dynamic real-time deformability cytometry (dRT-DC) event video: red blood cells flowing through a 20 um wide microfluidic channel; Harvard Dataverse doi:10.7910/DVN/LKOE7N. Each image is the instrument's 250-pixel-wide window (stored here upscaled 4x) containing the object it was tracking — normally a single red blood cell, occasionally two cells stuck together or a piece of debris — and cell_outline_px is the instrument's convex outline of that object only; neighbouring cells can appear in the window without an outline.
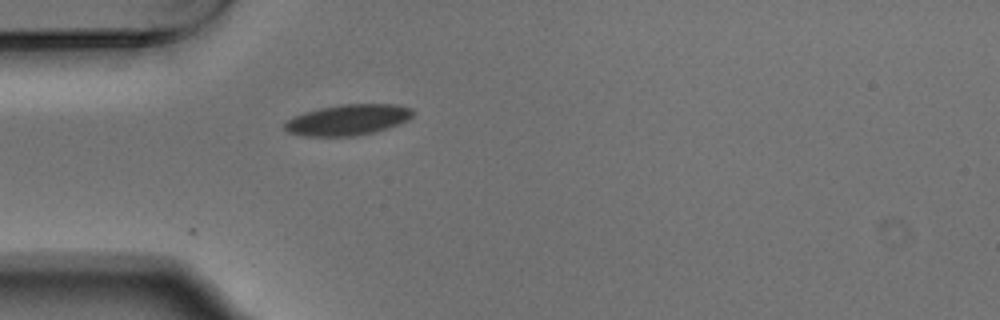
{"species": "Egyptian fruit bat (a non-hibernating species)", "species_latin": "Rousettus aegyptiacus", "temperature_condition": "warm", "stored_images_in_passage": 40, "camera_frame_rate_fps": 3000, "um_per_image_px": 0.085, "animal": {"sex": "male"}, "frame": {"image": 1, "passage_image": 1, "time_ms": 0.0, "image_size_px": [1000, 320], "cell_outline_px": [[412, 116], [408, 120], [372, 132], [352, 136], [304, 136], [288, 132], [284, 128], [284, 124], [292, 116], [304, 112], [320, 108], [340, 104], [396, 104], [412, 108]], "centroid_in_image_um": [29.52, 10.17], "position_along_channel_um": 55.5, "area_um2": 22.77}}
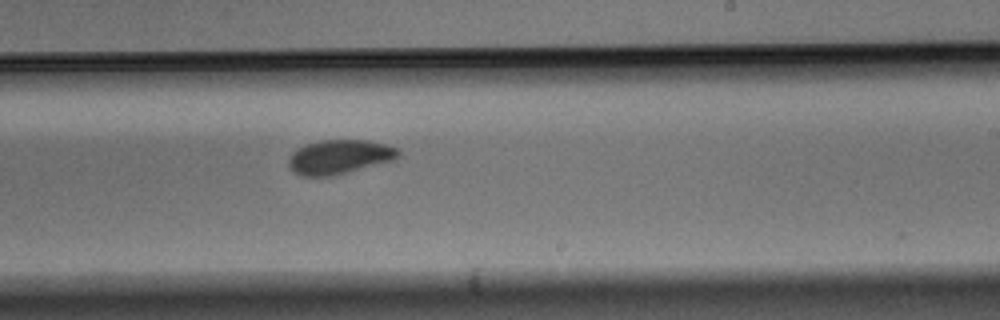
{"frame": {"image": 2, "passage_image": 18, "time_ms": 5.667, "image_size_px": [1000, 320], "cell_outline_px": [[400, 156], [396, 160], [336, 176], [300, 176], [292, 172], [288, 168], [288, 160], [292, 152], [296, 148], [304, 144], [320, 140], [368, 140], [384, 144], [396, 148], [400, 152]], "centroid_in_image_um": [28.83, 13.35], "position_along_channel_um": 260.2, "area_um2": 22.48}}
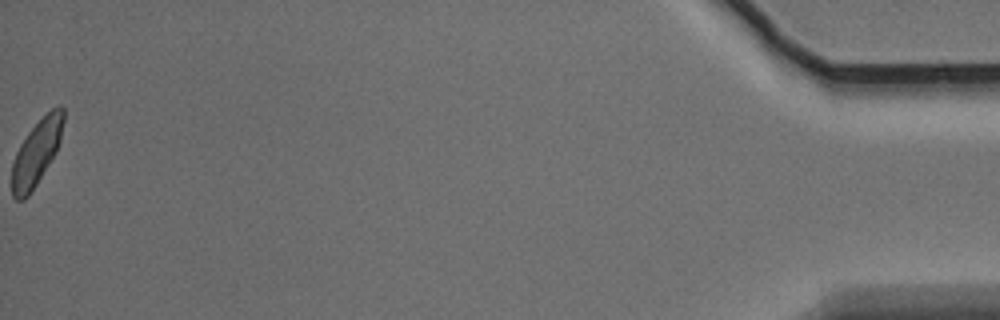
{"frame": {"image": 3, "passage_image": 40, "time_ms": 13.0, "image_size_px": [1000, 320], "cell_outline_px": [[64, 120], [60, 140], [56, 152], [36, 184], [28, 196], [24, 200], [16, 200], [12, 196], [12, 164], [16, 152], [20, 144], [28, 132], [52, 108], [60, 104], [64, 108]], "centroid_in_image_um": [3.1, 12.97], "position_along_channel_um": 432.1, "area_um2": 19.42}, "authors_computed_cell_mechanics": {"area_um2": 21.6461, "velocity_mm_per_s": 3.7033, "shape_relaxation_time_tau1_ms": 3.1998, "shape_relaxation_time_tau2_ms": 3.3493, "deformation_change_tau1": 0.1077, "deformation_change_tau2": 0.0619}}